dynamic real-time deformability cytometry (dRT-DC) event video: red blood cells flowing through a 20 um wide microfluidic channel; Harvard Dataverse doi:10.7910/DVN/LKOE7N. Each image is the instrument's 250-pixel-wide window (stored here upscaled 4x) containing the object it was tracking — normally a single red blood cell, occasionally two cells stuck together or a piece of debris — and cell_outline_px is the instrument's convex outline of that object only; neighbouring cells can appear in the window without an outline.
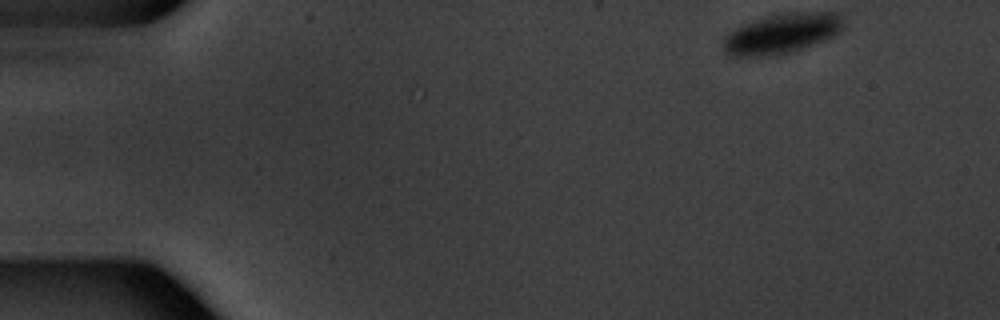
{"species": "common noctule bat (a hibernating species)", "species_latin": "Nyctalus noctula", "temperature_condition": "warm", "stored_images_in_passage": 3, "camera_frame_rate_fps": 3000, "um_per_image_px": 0.085, "animal": {"sex": "male", "body_mass_g": 20.1, "forearm_length_mm": 53.5}, "frame": {"image": 1, "passage_image": 1, "time_ms": 0.0, "image_size_px": [1000, 320], "cell_outline_px": [[844, 28], [836, 36], [828, 40], [792, 52], [768, 56], [728, 56], [724, 52], [724, 36], [728, 32], [744, 24], [756, 20], [784, 12], [840, 12], [844, 16]], "centroid_in_image_um": [66.54, 2.85], "position_along_channel_um": 18.5, "area_um2": 28.5}}